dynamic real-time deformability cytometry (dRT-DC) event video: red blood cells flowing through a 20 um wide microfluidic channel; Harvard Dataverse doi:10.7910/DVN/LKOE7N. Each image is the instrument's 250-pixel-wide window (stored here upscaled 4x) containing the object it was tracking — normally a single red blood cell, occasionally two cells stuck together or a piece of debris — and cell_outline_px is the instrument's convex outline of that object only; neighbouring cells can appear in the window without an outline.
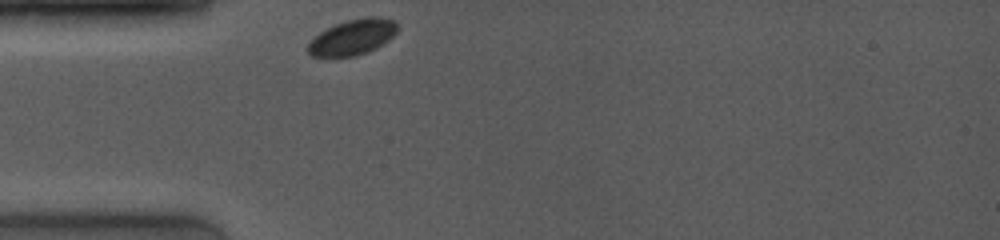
{"species": "common noctule bat (a hibernating species)", "species_latin": "Nyctalus noctula", "temperature_condition": "room temperature", "stored_images_in_passage": 13, "camera_frame_rate_fps": 4000, "um_per_image_px": 0.085, "animal": {"sex": "female", "body_mass_g": 19.0, "forearm_length_mm": 53.3}, "frame": {"image": 1, "passage_image": 1, "time_ms": 0.0, "image_size_px": [1000, 240], "cell_outline_px": [[396, 32], [388, 40], [376, 48], [356, 56], [312, 56], [308, 52], [308, 44], [320, 32], [336, 24], [348, 20], [364, 16], [376, 16], [396, 20]], "centroid_in_image_um": [30.0, 3.14], "position_along_channel_um": 55.0, "area_um2": 18.26}}
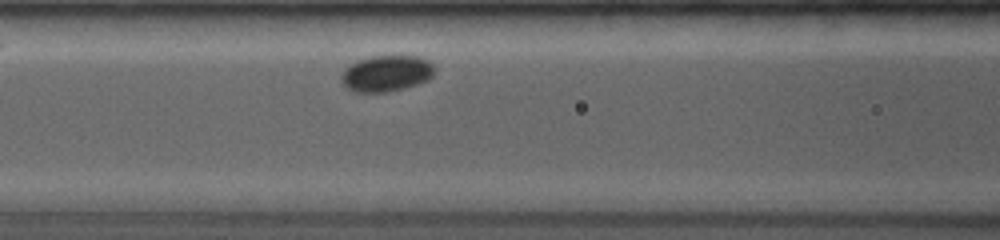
{"frame": {"image": 2, "passage_image": 10, "time_ms": 2.25, "image_size_px": [1000, 240], "cell_outline_px": [[436, 68], [432, 76], [428, 80], [404, 88], [388, 92], [352, 92], [344, 84], [340, 76], [356, 60], [372, 56], [420, 56], [428, 60]], "centroid_in_image_um": [32.88, 6.24], "position_along_channel_um": 133.7, "area_um2": 19.59}}